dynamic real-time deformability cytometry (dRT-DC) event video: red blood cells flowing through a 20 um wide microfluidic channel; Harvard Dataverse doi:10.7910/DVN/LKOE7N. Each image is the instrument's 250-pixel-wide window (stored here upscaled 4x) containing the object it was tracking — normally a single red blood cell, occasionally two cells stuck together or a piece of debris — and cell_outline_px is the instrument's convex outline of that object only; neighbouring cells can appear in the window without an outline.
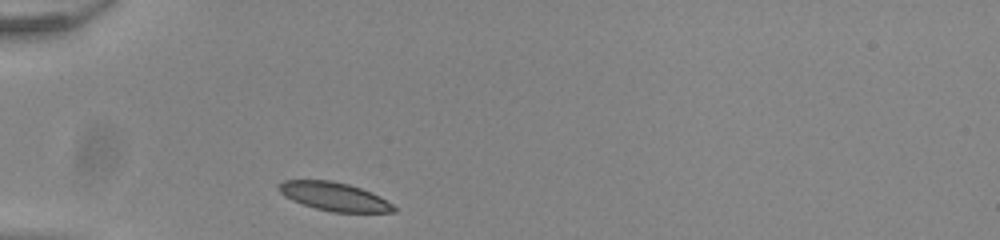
{"species": "common noctule bat (a hibernating species)", "species_latin": "Nyctalus noctula", "temperature_condition": "room temperature", "stored_images_in_passage": 29, "camera_frame_rate_fps": 3000, "um_per_image_px": 0.085, "animal": {"sex": "male", "body_mass_g": 20.0, "forearm_length_mm": 53.3}, "frame": {"image": 1, "passage_image": 1, "time_ms": 0.0, "image_size_px": [1000, 240], "cell_outline_px": [[396, 212], [332, 212], [316, 208], [292, 200], [284, 196], [276, 188], [284, 180], [332, 180], [348, 184], [372, 192], [380, 196], [392, 204], [396, 208]], "centroid_in_image_um": [28.41, 16.7], "position_along_channel_um": 56.6, "area_um2": 19.02}}
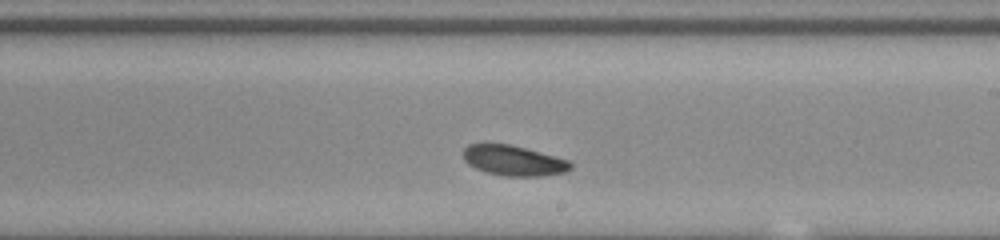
{"frame": {"image": 2, "passage_image": 17, "time_ms": 5.333, "image_size_px": [1000, 240], "cell_outline_px": [[572, 168], [564, 172], [540, 176], [504, 176], [484, 172], [468, 164], [464, 160], [464, 148], [468, 144], [508, 144], [540, 152], [568, 160], [572, 164]], "centroid_in_image_um": [43.63, 13.66], "position_along_channel_um": 245.4, "area_um2": 18.73}}
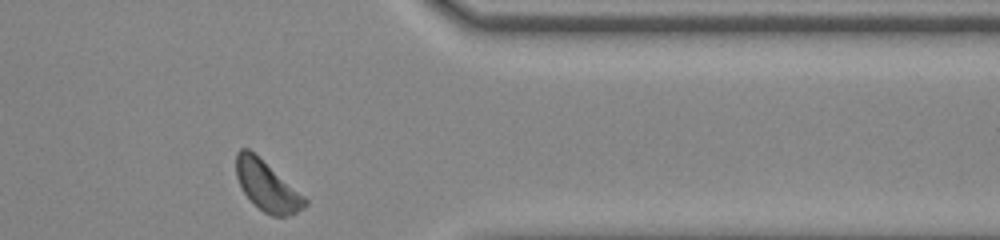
{"frame": {"image": 3, "passage_image": 29, "time_ms": 9.333, "image_size_px": [1000, 240], "cell_outline_px": [[308, 204], [304, 208], [288, 216], [272, 216], [264, 212], [244, 192], [236, 176], [236, 152], [240, 148], [248, 148], [304, 196], [308, 200]], "centroid_in_image_um": [22.69, 15.81], "position_along_channel_um": 388.7, "area_um2": 19.42}, "authors_computed_cell_mechanics": {"area_um2": 19.4786, "velocity_mm_per_s": 3.8171, "shape_relaxation_time_tau1_ms": 3.5367, "shape_relaxation_time_tau2_ms": null, "deformation_change_tau1": 0.0746, "deformation_change_tau2": null}}